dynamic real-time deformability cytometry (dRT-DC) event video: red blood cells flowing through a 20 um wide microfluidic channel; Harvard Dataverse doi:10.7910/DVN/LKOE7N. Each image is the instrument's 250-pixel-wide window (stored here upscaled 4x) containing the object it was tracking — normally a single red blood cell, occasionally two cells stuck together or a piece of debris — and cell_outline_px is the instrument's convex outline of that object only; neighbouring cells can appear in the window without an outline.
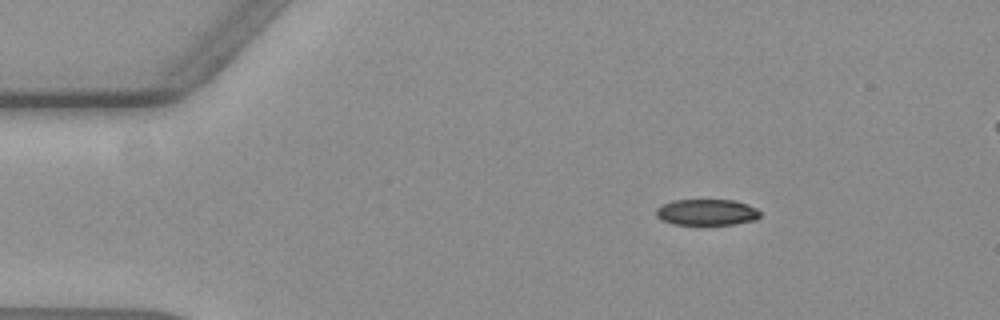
{"species": "common noctule bat (a hibernating species)", "species_latin": "Nyctalus noctula", "temperature_condition": "warm", "stored_images_in_passage": 52, "camera_frame_rate_fps": 3000, "um_per_image_px": 0.085, "animal": {"sex": "female", "body_mass_g": 19.3, "forearm_length_mm": 54.1}, "frame": {"image": 1, "passage_image": 3, "time_ms": 0.667, "image_size_px": [1000, 320], "cell_outline_px": [[760, 216], [756, 220], [732, 224], [672, 224], [660, 220], [656, 216], [656, 208], [672, 200], [736, 200], [748, 204], [756, 208], [760, 212]], "centroid_in_image_um": [60.07, 18.03], "position_along_channel_um": 24.9, "area_um2": 15.9}}
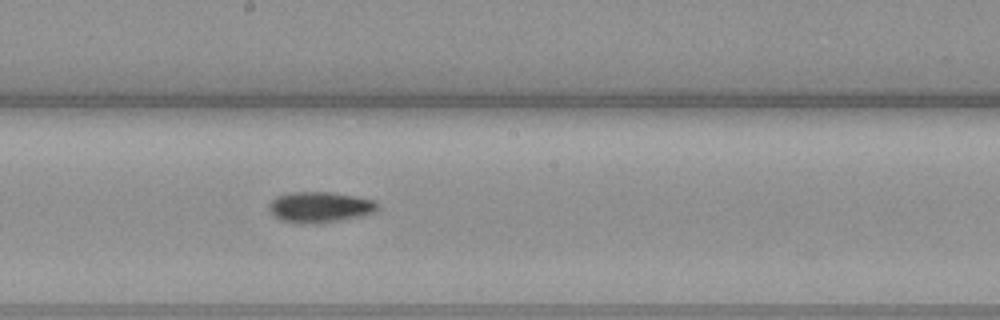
{"frame": {"image": 2, "passage_image": 25, "time_ms": 8.0, "image_size_px": [1000, 320], "cell_outline_px": [[380, 204], [376, 212], [360, 216], [336, 220], [304, 224], [300, 224], [280, 220], [268, 208], [268, 204], [276, 196], [288, 192], [332, 192], [356, 196], [372, 200]], "centroid_in_image_um": [27.17, 17.59], "position_along_channel_um": 221.0, "area_um2": 19.36}}
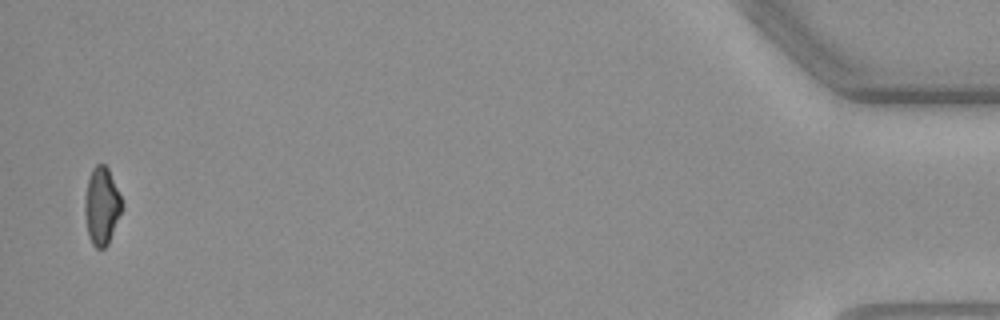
{"frame": {"image": 3, "passage_image": 50, "time_ms": 16.333, "image_size_px": [1000, 320], "cell_outline_px": [[120, 212], [108, 244], [104, 248], [96, 248], [92, 244], [88, 236], [84, 212], [84, 200], [88, 180], [92, 168], [96, 164], [104, 164], [108, 168], [120, 196]], "centroid_in_image_um": [8.6, 17.51], "position_along_channel_um": 426.6, "area_um2": 16.36}, "authors_computed_cell_mechanics": {"area_um2": 17.8024, "velocity_mm_per_s": 3.6167, "shape_relaxation_time_tau1_ms": 7.8438, "shape_relaxation_time_tau2_ms": null, "deformation_change_tau1": 0.1861, "deformation_change_tau2": null}}